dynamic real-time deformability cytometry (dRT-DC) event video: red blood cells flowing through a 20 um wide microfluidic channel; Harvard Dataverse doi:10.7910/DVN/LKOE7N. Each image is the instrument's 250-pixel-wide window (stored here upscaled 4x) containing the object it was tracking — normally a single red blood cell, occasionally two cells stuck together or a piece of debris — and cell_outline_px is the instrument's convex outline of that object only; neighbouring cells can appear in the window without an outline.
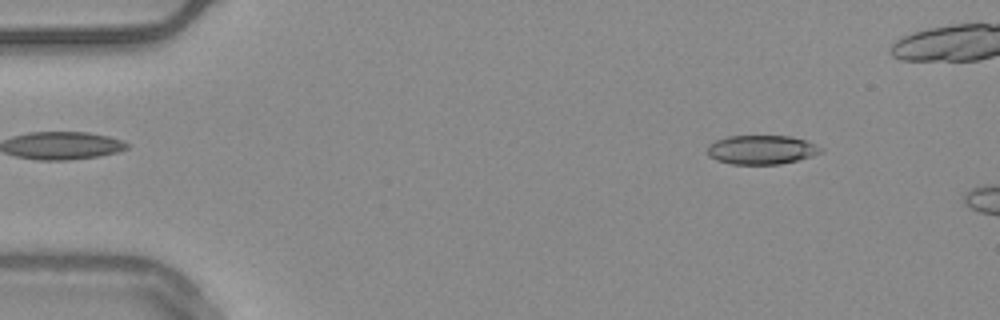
{"species": "common noctule bat (a hibernating species)", "species_latin": "Nyctalus noctula", "temperature_condition": "warm", "stored_images_in_passage": 9, "camera_frame_rate_fps": 3000, "um_per_image_px": 0.085, "animal": {"sex": "male", "body_mass_g": 20.4}, "frame": {"image": 1, "passage_image": 4, "time_ms": 1.0, "image_size_px": [1000, 320], "cell_outline_px": [[824, 152], [812, 156], [780, 164], [732, 164], [716, 160], [708, 156], [708, 144], [716, 140], [728, 136], [792, 136], [808, 140], [824, 148]], "centroid_in_image_um": [64.77, 12.72], "position_along_channel_um": 20.2, "area_um2": 19.42}}